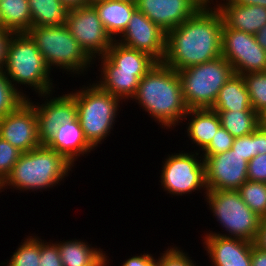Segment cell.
Listing matches in <instances>:
<instances>
[{
    "mask_svg": "<svg viewBox=\"0 0 266 266\" xmlns=\"http://www.w3.org/2000/svg\"><path fill=\"white\" fill-rule=\"evenodd\" d=\"M247 177L249 181L266 183V154L257 155L248 162Z\"/></svg>",
    "mask_w": 266,
    "mask_h": 266,
    "instance_id": "cell-38",
    "label": "cell"
},
{
    "mask_svg": "<svg viewBox=\"0 0 266 266\" xmlns=\"http://www.w3.org/2000/svg\"><path fill=\"white\" fill-rule=\"evenodd\" d=\"M31 24L28 0H0V28L13 33H26Z\"/></svg>",
    "mask_w": 266,
    "mask_h": 266,
    "instance_id": "cell-25",
    "label": "cell"
},
{
    "mask_svg": "<svg viewBox=\"0 0 266 266\" xmlns=\"http://www.w3.org/2000/svg\"><path fill=\"white\" fill-rule=\"evenodd\" d=\"M97 59L98 63H101L98 64L100 65L98 71L134 73L139 79L144 77L157 63L149 54L127 47L116 40L105 55Z\"/></svg>",
    "mask_w": 266,
    "mask_h": 266,
    "instance_id": "cell-17",
    "label": "cell"
},
{
    "mask_svg": "<svg viewBox=\"0 0 266 266\" xmlns=\"http://www.w3.org/2000/svg\"><path fill=\"white\" fill-rule=\"evenodd\" d=\"M110 1H123V2H129L132 4H137L138 0H110Z\"/></svg>",
    "mask_w": 266,
    "mask_h": 266,
    "instance_id": "cell-50",
    "label": "cell"
},
{
    "mask_svg": "<svg viewBox=\"0 0 266 266\" xmlns=\"http://www.w3.org/2000/svg\"><path fill=\"white\" fill-rule=\"evenodd\" d=\"M177 72L188 109L212 108L220 89L235 74L223 56Z\"/></svg>",
    "mask_w": 266,
    "mask_h": 266,
    "instance_id": "cell-8",
    "label": "cell"
},
{
    "mask_svg": "<svg viewBox=\"0 0 266 266\" xmlns=\"http://www.w3.org/2000/svg\"><path fill=\"white\" fill-rule=\"evenodd\" d=\"M257 43L266 51V25L263 26L256 34Z\"/></svg>",
    "mask_w": 266,
    "mask_h": 266,
    "instance_id": "cell-46",
    "label": "cell"
},
{
    "mask_svg": "<svg viewBox=\"0 0 266 266\" xmlns=\"http://www.w3.org/2000/svg\"><path fill=\"white\" fill-rule=\"evenodd\" d=\"M35 235V236H34ZM24 238L10 259L1 262L0 266H39L41 237L34 234ZM6 264V265H5Z\"/></svg>",
    "mask_w": 266,
    "mask_h": 266,
    "instance_id": "cell-29",
    "label": "cell"
},
{
    "mask_svg": "<svg viewBox=\"0 0 266 266\" xmlns=\"http://www.w3.org/2000/svg\"><path fill=\"white\" fill-rule=\"evenodd\" d=\"M45 145L62 154L73 165L79 157L88 156L91 151H95L86 140L78 118L61 125Z\"/></svg>",
    "mask_w": 266,
    "mask_h": 266,
    "instance_id": "cell-19",
    "label": "cell"
},
{
    "mask_svg": "<svg viewBox=\"0 0 266 266\" xmlns=\"http://www.w3.org/2000/svg\"><path fill=\"white\" fill-rule=\"evenodd\" d=\"M223 18L218 9L197 10L166 33L162 63L180 71L221 57Z\"/></svg>",
    "mask_w": 266,
    "mask_h": 266,
    "instance_id": "cell-1",
    "label": "cell"
},
{
    "mask_svg": "<svg viewBox=\"0 0 266 266\" xmlns=\"http://www.w3.org/2000/svg\"><path fill=\"white\" fill-rule=\"evenodd\" d=\"M12 35V31L0 28V70L5 67L8 44Z\"/></svg>",
    "mask_w": 266,
    "mask_h": 266,
    "instance_id": "cell-40",
    "label": "cell"
},
{
    "mask_svg": "<svg viewBox=\"0 0 266 266\" xmlns=\"http://www.w3.org/2000/svg\"><path fill=\"white\" fill-rule=\"evenodd\" d=\"M242 76L252 108L261 116L266 110V71L247 73Z\"/></svg>",
    "mask_w": 266,
    "mask_h": 266,
    "instance_id": "cell-31",
    "label": "cell"
},
{
    "mask_svg": "<svg viewBox=\"0 0 266 266\" xmlns=\"http://www.w3.org/2000/svg\"><path fill=\"white\" fill-rule=\"evenodd\" d=\"M136 6L165 33L181 25L198 10L189 0H138Z\"/></svg>",
    "mask_w": 266,
    "mask_h": 266,
    "instance_id": "cell-18",
    "label": "cell"
},
{
    "mask_svg": "<svg viewBox=\"0 0 266 266\" xmlns=\"http://www.w3.org/2000/svg\"><path fill=\"white\" fill-rule=\"evenodd\" d=\"M244 203L260 218L266 217V183L245 181L238 189Z\"/></svg>",
    "mask_w": 266,
    "mask_h": 266,
    "instance_id": "cell-30",
    "label": "cell"
},
{
    "mask_svg": "<svg viewBox=\"0 0 266 266\" xmlns=\"http://www.w3.org/2000/svg\"><path fill=\"white\" fill-rule=\"evenodd\" d=\"M204 163L208 190H238L248 180V161L235 150L208 156Z\"/></svg>",
    "mask_w": 266,
    "mask_h": 266,
    "instance_id": "cell-14",
    "label": "cell"
},
{
    "mask_svg": "<svg viewBox=\"0 0 266 266\" xmlns=\"http://www.w3.org/2000/svg\"><path fill=\"white\" fill-rule=\"evenodd\" d=\"M58 245L63 266H96L108 254L100 247L95 248L85 240L72 239L55 241ZM104 252V253H103Z\"/></svg>",
    "mask_w": 266,
    "mask_h": 266,
    "instance_id": "cell-23",
    "label": "cell"
},
{
    "mask_svg": "<svg viewBox=\"0 0 266 266\" xmlns=\"http://www.w3.org/2000/svg\"><path fill=\"white\" fill-rule=\"evenodd\" d=\"M198 10H213L217 9L219 2L214 0H189ZM214 2H216L214 4ZM212 4V5H211ZM214 5V6H213Z\"/></svg>",
    "mask_w": 266,
    "mask_h": 266,
    "instance_id": "cell-44",
    "label": "cell"
},
{
    "mask_svg": "<svg viewBox=\"0 0 266 266\" xmlns=\"http://www.w3.org/2000/svg\"><path fill=\"white\" fill-rule=\"evenodd\" d=\"M234 137L223 127H220L213 136L209 145L200 153L205 160L208 156L224 153L231 149Z\"/></svg>",
    "mask_w": 266,
    "mask_h": 266,
    "instance_id": "cell-35",
    "label": "cell"
},
{
    "mask_svg": "<svg viewBox=\"0 0 266 266\" xmlns=\"http://www.w3.org/2000/svg\"><path fill=\"white\" fill-rule=\"evenodd\" d=\"M116 41L149 54L157 62L164 59L166 33L138 9L133 12L126 30Z\"/></svg>",
    "mask_w": 266,
    "mask_h": 266,
    "instance_id": "cell-15",
    "label": "cell"
},
{
    "mask_svg": "<svg viewBox=\"0 0 266 266\" xmlns=\"http://www.w3.org/2000/svg\"><path fill=\"white\" fill-rule=\"evenodd\" d=\"M26 98L16 90L0 70V118L13 112Z\"/></svg>",
    "mask_w": 266,
    "mask_h": 266,
    "instance_id": "cell-32",
    "label": "cell"
},
{
    "mask_svg": "<svg viewBox=\"0 0 266 266\" xmlns=\"http://www.w3.org/2000/svg\"><path fill=\"white\" fill-rule=\"evenodd\" d=\"M132 101L148 112L149 117L166 130H173L182 124L188 111L178 72L162 62H157L140 79Z\"/></svg>",
    "mask_w": 266,
    "mask_h": 266,
    "instance_id": "cell-2",
    "label": "cell"
},
{
    "mask_svg": "<svg viewBox=\"0 0 266 266\" xmlns=\"http://www.w3.org/2000/svg\"><path fill=\"white\" fill-rule=\"evenodd\" d=\"M31 11V26L64 25L68 9L60 0H28Z\"/></svg>",
    "mask_w": 266,
    "mask_h": 266,
    "instance_id": "cell-27",
    "label": "cell"
},
{
    "mask_svg": "<svg viewBox=\"0 0 266 266\" xmlns=\"http://www.w3.org/2000/svg\"><path fill=\"white\" fill-rule=\"evenodd\" d=\"M3 71L11 85L26 99L29 96L23 92L21 85L31 88L38 95L55 91L56 85L50 78L52 71L27 33H13Z\"/></svg>",
    "mask_w": 266,
    "mask_h": 266,
    "instance_id": "cell-4",
    "label": "cell"
},
{
    "mask_svg": "<svg viewBox=\"0 0 266 266\" xmlns=\"http://www.w3.org/2000/svg\"><path fill=\"white\" fill-rule=\"evenodd\" d=\"M204 235L202 244L211 266H252L253 242L213 234Z\"/></svg>",
    "mask_w": 266,
    "mask_h": 266,
    "instance_id": "cell-16",
    "label": "cell"
},
{
    "mask_svg": "<svg viewBox=\"0 0 266 266\" xmlns=\"http://www.w3.org/2000/svg\"><path fill=\"white\" fill-rule=\"evenodd\" d=\"M109 261H110L109 256H106L96 266H109V263H110Z\"/></svg>",
    "mask_w": 266,
    "mask_h": 266,
    "instance_id": "cell-48",
    "label": "cell"
},
{
    "mask_svg": "<svg viewBox=\"0 0 266 266\" xmlns=\"http://www.w3.org/2000/svg\"><path fill=\"white\" fill-rule=\"evenodd\" d=\"M162 164L159 185L167 194L186 196L202 190L207 193L205 163L199 152L182 150L167 154Z\"/></svg>",
    "mask_w": 266,
    "mask_h": 266,
    "instance_id": "cell-9",
    "label": "cell"
},
{
    "mask_svg": "<svg viewBox=\"0 0 266 266\" xmlns=\"http://www.w3.org/2000/svg\"><path fill=\"white\" fill-rule=\"evenodd\" d=\"M60 2L68 9H75L91 4L92 0H60Z\"/></svg>",
    "mask_w": 266,
    "mask_h": 266,
    "instance_id": "cell-45",
    "label": "cell"
},
{
    "mask_svg": "<svg viewBox=\"0 0 266 266\" xmlns=\"http://www.w3.org/2000/svg\"><path fill=\"white\" fill-rule=\"evenodd\" d=\"M65 25L94 61L105 55L114 42L92 4L69 10Z\"/></svg>",
    "mask_w": 266,
    "mask_h": 266,
    "instance_id": "cell-11",
    "label": "cell"
},
{
    "mask_svg": "<svg viewBox=\"0 0 266 266\" xmlns=\"http://www.w3.org/2000/svg\"><path fill=\"white\" fill-rule=\"evenodd\" d=\"M73 168L74 165L62 154L42 144L38 148L21 153L10 175L0 185V192L9 188L21 192H43L46 189L49 191L57 184L61 185L60 182L65 181Z\"/></svg>",
    "mask_w": 266,
    "mask_h": 266,
    "instance_id": "cell-3",
    "label": "cell"
},
{
    "mask_svg": "<svg viewBox=\"0 0 266 266\" xmlns=\"http://www.w3.org/2000/svg\"><path fill=\"white\" fill-rule=\"evenodd\" d=\"M207 208L221 225L225 234L208 231L206 234L255 241L261 218L242 200L238 190H208L203 194Z\"/></svg>",
    "mask_w": 266,
    "mask_h": 266,
    "instance_id": "cell-7",
    "label": "cell"
},
{
    "mask_svg": "<svg viewBox=\"0 0 266 266\" xmlns=\"http://www.w3.org/2000/svg\"><path fill=\"white\" fill-rule=\"evenodd\" d=\"M222 1H219L217 9L222 15L223 22L229 28L255 35L266 25V7Z\"/></svg>",
    "mask_w": 266,
    "mask_h": 266,
    "instance_id": "cell-20",
    "label": "cell"
},
{
    "mask_svg": "<svg viewBox=\"0 0 266 266\" xmlns=\"http://www.w3.org/2000/svg\"><path fill=\"white\" fill-rule=\"evenodd\" d=\"M122 263L121 266H155L156 258L147 252L144 254L141 253L140 255H133Z\"/></svg>",
    "mask_w": 266,
    "mask_h": 266,
    "instance_id": "cell-39",
    "label": "cell"
},
{
    "mask_svg": "<svg viewBox=\"0 0 266 266\" xmlns=\"http://www.w3.org/2000/svg\"><path fill=\"white\" fill-rule=\"evenodd\" d=\"M54 92L38 95L41 99L43 97L42 100L44 102H40L42 104L33 102L31 97L28 98L35 106L38 120V137L42 144H45L58 131L61 125L77 119L75 99L68 92L54 97Z\"/></svg>",
    "mask_w": 266,
    "mask_h": 266,
    "instance_id": "cell-13",
    "label": "cell"
},
{
    "mask_svg": "<svg viewBox=\"0 0 266 266\" xmlns=\"http://www.w3.org/2000/svg\"><path fill=\"white\" fill-rule=\"evenodd\" d=\"M221 55L236 74L266 71V51L257 43L255 35L229 28L224 22Z\"/></svg>",
    "mask_w": 266,
    "mask_h": 266,
    "instance_id": "cell-10",
    "label": "cell"
},
{
    "mask_svg": "<svg viewBox=\"0 0 266 266\" xmlns=\"http://www.w3.org/2000/svg\"><path fill=\"white\" fill-rule=\"evenodd\" d=\"M21 151L0 137V185L10 175L14 164L18 161Z\"/></svg>",
    "mask_w": 266,
    "mask_h": 266,
    "instance_id": "cell-34",
    "label": "cell"
},
{
    "mask_svg": "<svg viewBox=\"0 0 266 266\" xmlns=\"http://www.w3.org/2000/svg\"><path fill=\"white\" fill-rule=\"evenodd\" d=\"M258 155L266 154V126L260 124L257 128Z\"/></svg>",
    "mask_w": 266,
    "mask_h": 266,
    "instance_id": "cell-42",
    "label": "cell"
},
{
    "mask_svg": "<svg viewBox=\"0 0 266 266\" xmlns=\"http://www.w3.org/2000/svg\"><path fill=\"white\" fill-rule=\"evenodd\" d=\"M51 241L45 242L44 239H41L39 266H63L58 245Z\"/></svg>",
    "mask_w": 266,
    "mask_h": 266,
    "instance_id": "cell-37",
    "label": "cell"
},
{
    "mask_svg": "<svg viewBox=\"0 0 266 266\" xmlns=\"http://www.w3.org/2000/svg\"><path fill=\"white\" fill-rule=\"evenodd\" d=\"M231 150H235L236 153L244 157L248 162L257 156V129L252 134L236 137Z\"/></svg>",
    "mask_w": 266,
    "mask_h": 266,
    "instance_id": "cell-36",
    "label": "cell"
},
{
    "mask_svg": "<svg viewBox=\"0 0 266 266\" xmlns=\"http://www.w3.org/2000/svg\"><path fill=\"white\" fill-rule=\"evenodd\" d=\"M189 120H188V119ZM185 133L197 148L194 151L201 153L211 142L217 130L221 127L216 111L211 108L188 109L183 121H187Z\"/></svg>",
    "mask_w": 266,
    "mask_h": 266,
    "instance_id": "cell-21",
    "label": "cell"
},
{
    "mask_svg": "<svg viewBox=\"0 0 266 266\" xmlns=\"http://www.w3.org/2000/svg\"><path fill=\"white\" fill-rule=\"evenodd\" d=\"M181 247L176 245L170 246L163 253H160L158 258H156L155 266H198L192 257L188 255V252H183ZM195 262V263H194Z\"/></svg>",
    "mask_w": 266,
    "mask_h": 266,
    "instance_id": "cell-33",
    "label": "cell"
},
{
    "mask_svg": "<svg viewBox=\"0 0 266 266\" xmlns=\"http://www.w3.org/2000/svg\"><path fill=\"white\" fill-rule=\"evenodd\" d=\"M214 111H254L242 75L234 74L220 89Z\"/></svg>",
    "mask_w": 266,
    "mask_h": 266,
    "instance_id": "cell-24",
    "label": "cell"
},
{
    "mask_svg": "<svg viewBox=\"0 0 266 266\" xmlns=\"http://www.w3.org/2000/svg\"><path fill=\"white\" fill-rule=\"evenodd\" d=\"M96 76L99 80L93 81L102 90L109 92L122 102L132 100L137 91L140 79L134 73L117 71H100Z\"/></svg>",
    "mask_w": 266,
    "mask_h": 266,
    "instance_id": "cell-26",
    "label": "cell"
},
{
    "mask_svg": "<svg viewBox=\"0 0 266 266\" xmlns=\"http://www.w3.org/2000/svg\"><path fill=\"white\" fill-rule=\"evenodd\" d=\"M35 42L46 64L51 69H61L66 74L86 75L96 63L81 47L67 26H31L26 32ZM86 71V72H85ZM69 72V73H68ZM75 74V75H74Z\"/></svg>",
    "mask_w": 266,
    "mask_h": 266,
    "instance_id": "cell-6",
    "label": "cell"
},
{
    "mask_svg": "<svg viewBox=\"0 0 266 266\" xmlns=\"http://www.w3.org/2000/svg\"><path fill=\"white\" fill-rule=\"evenodd\" d=\"M261 124L266 126V110L265 112L261 115Z\"/></svg>",
    "mask_w": 266,
    "mask_h": 266,
    "instance_id": "cell-49",
    "label": "cell"
},
{
    "mask_svg": "<svg viewBox=\"0 0 266 266\" xmlns=\"http://www.w3.org/2000/svg\"><path fill=\"white\" fill-rule=\"evenodd\" d=\"M91 4L113 40L123 34L133 12L137 9L136 4L123 1L92 0Z\"/></svg>",
    "mask_w": 266,
    "mask_h": 266,
    "instance_id": "cell-22",
    "label": "cell"
},
{
    "mask_svg": "<svg viewBox=\"0 0 266 266\" xmlns=\"http://www.w3.org/2000/svg\"><path fill=\"white\" fill-rule=\"evenodd\" d=\"M87 85H82L78 90L70 91L69 94L76 101L77 118L86 140L94 149H97L114 129L117 115L121 111L120 105L123 102L102 90L94 82Z\"/></svg>",
    "mask_w": 266,
    "mask_h": 266,
    "instance_id": "cell-5",
    "label": "cell"
},
{
    "mask_svg": "<svg viewBox=\"0 0 266 266\" xmlns=\"http://www.w3.org/2000/svg\"><path fill=\"white\" fill-rule=\"evenodd\" d=\"M228 1L239 5H259L266 7V0H228Z\"/></svg>",
    "mask_w": 266,
    "mask_h": 266,
    "instance_id": "cell-47",
    "label": "cell"
},
{
    "mask_svg": "<svg viewBox=\"0 0 266 266\" xmlns=\"http://www.w3.org/2000/svg\"><path fill=\"white\" fill-rule=\"evenodd\" d=\"M254 245L266 252V217L261 218L260 227Z\"/></svg>",
    "mask_w": 266,
    "mask_h": 266,
    "instance_id": "cell-41",
    "label": "cell"
},
{
    "mask_svg": "<svg viewBox=\"0 0 266 266\" xmlns=\"http://www.w3.org/2000/svg\"><path fill=\"white\" fill-rule=\"evenodd\" d=\"M221 127L234 138L252 134L261 124V116L256 111H216Z\"/></svg>",
    "mask_w": 266,
    "mask_h": 266,
    "instance_id": "cell-28",
    "label": "cell"
},
{
    "mask_svg": "<svg viewBox=\"0 0 266 266\" xmlns=\"http://www.w3.org/2000/svg\"><path fill=\"white\" fill-rule=\"evenodd\" d=\"M252 266H266V252L257 248L254 244L251 255Z\"/></svg>",
    "mask_w": 266,
    "mask_h": 266,
    "instance_id": "cell-43",
    "label": "cell"
},
{
    "mask_svg": "<svg viewBox=\"0 0 266 266\" xmlns=\"http://www.w3.org/2000/svg\"><path fill=\"white\" fill-rule=\"evenodd\" d=\"M0 137L22 153L42 145L33 103L26 99L13 112L0 118Z\"/></svg>",
    "mask_w": 266,
    "mask_h": 266,
    "instance_id": "cell-12",
    "label": "cell"
}]
</instances>
